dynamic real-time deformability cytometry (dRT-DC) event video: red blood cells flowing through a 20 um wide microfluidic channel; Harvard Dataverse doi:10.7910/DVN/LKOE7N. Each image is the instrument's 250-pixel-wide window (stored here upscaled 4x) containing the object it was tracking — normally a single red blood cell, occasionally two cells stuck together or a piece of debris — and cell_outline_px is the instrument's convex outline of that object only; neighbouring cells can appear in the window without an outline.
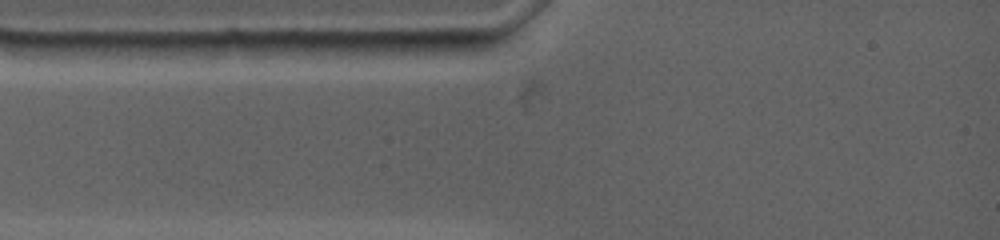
{"species": "common noctule bat (a hibernating species)", "species_latin": "Nyctalus noctula", "temperature_condition": "warm", "stored_images_in_passage": 2, "camera_frame_rate_fps": 4500, "um_per_image_px": 0.085, "animal": {"sex": "female", "body_mass_g": 19.0, "forearm_length_mm": 53.3}, "frame": {"image": 1, "passage_image": 1, "time_ms": 0.0, "image_size_px": [1000, 240], "cell_outline_px": [[248, 44], [232, 56], [224, 60], [148, 60], [140, 44], [220, 40], [244, 40]], "centroid_in_image_um": [16.44, 4.27], "position_along_channel_um": 68.6, "area_um2": 12.66}}